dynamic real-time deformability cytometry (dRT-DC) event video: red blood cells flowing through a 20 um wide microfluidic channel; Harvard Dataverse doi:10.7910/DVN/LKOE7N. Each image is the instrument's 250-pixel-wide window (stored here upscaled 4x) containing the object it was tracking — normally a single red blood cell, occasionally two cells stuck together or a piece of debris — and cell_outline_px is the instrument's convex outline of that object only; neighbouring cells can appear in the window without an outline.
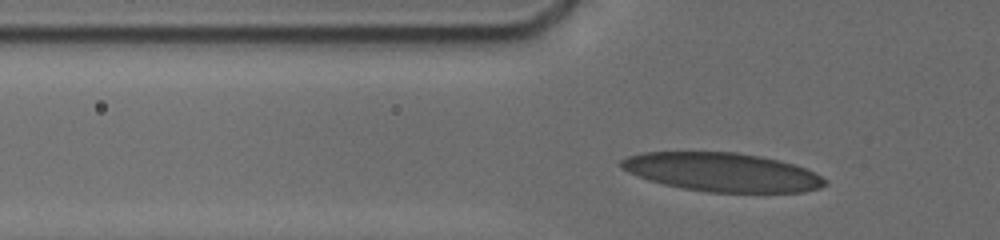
{"species": "human", "species_latin": "Homo sapiens", "temperature_condition": "cold", "stored_images_in_passage": 47, "camera_frame_rate_fps": 3000, "um_per_image_px": 0.085, "donor": {"sex": "male"}, "frame": {"image": 1, "passage_image": 10, "time_ms": 3.667, "image_size_px": [1000, 240], "cell_outline_px": [[828, 184], [820, 188], [804, 192], [708, 192], [684, 188], [664, 184], [628, 172], [620, 168], [620, 160], [628, 156], [644, 152], [736, 152], [760, 156], [780, 160], [804, 168], [828, 180]], "centroid_in_image_um": [61.4, 14.63], "position_along_channel_um": 64.4, "area_um2": 45.72}}
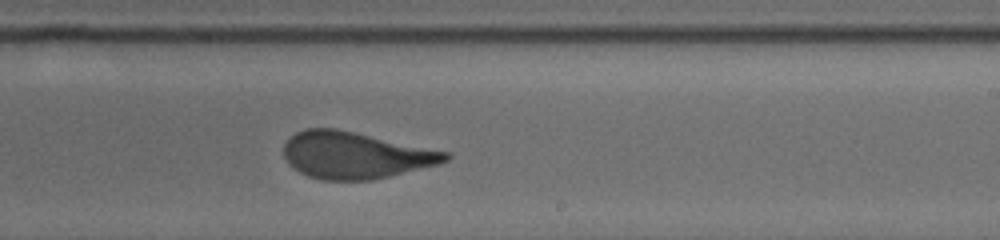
{"frame": {"image": 2, "passage_image": 25, "time_ms": 9.0, "image_size_px": [1000, 240], "cell_outline_px": [[452, 156], [448, 160], [436, 164], [372, 180], [324, 180], [308, 176], [292, 168], [288, 164], [284, 156], [284, 144], [296, 132], [304, 128], [336, 128], [448, 152]], "centroid_in_image_um": [30.14, 13.19], "position_along_channel_um": 258.9, "area_um2": 43.64}}
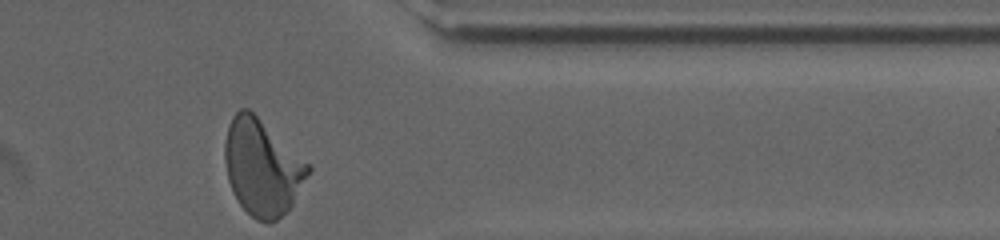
{"frame": {"image": 3, "passage_image": 46, "time_ms": 12.667, "image_size_px": [1000, 240], "cell_outline_px": [[312, 168], [292, 204], [276, 220], [268, 224], [256, 220], [240, 204], [232, 192], [228, 180], [224, 160], [224, 144], [228, 124], [232, 116], [240, 108], [248, 108], [312, 164]], "centroid_in_image_um": [22.28, 14.2], "position_along_channel_um": 389.1, "area_um2": 46.76}, "authors_computed_cell_mechanics": {"area_um2": 44.506, "velocity_mm_per_s": 3.7818, "shape_relaxation_time_tau1_ms": 6.0998, "shape_relaxation_time_tau2_ms": 0.8545, "deformation_change_tau1": 0.2147, "deformation_change_tau2": 0.0712}}